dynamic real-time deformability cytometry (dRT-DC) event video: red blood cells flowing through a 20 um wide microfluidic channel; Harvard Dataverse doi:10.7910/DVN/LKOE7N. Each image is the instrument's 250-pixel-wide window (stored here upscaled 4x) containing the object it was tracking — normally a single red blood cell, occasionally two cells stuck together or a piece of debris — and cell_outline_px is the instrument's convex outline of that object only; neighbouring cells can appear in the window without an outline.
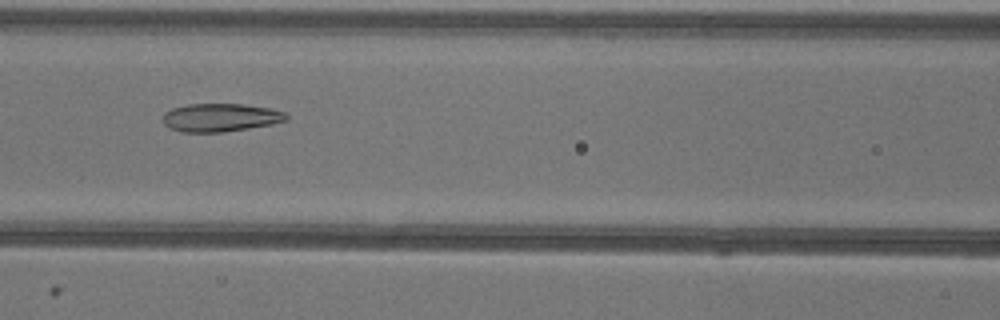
{"species": "common noctule bat (a hibernating species)", "species_latin": "Nyctalus noctula", "temperature_condition": "warm", "stored_images_in_passage": 48, "camera_frame_rate_fps": 3000, "um_per_image_px": 0.085, "animal": {"sex": "female"}, "frame": {"image": 1, "passage_image": 19, "time_ms": 6.0, "image_size_px": [1000, 320], "cell_outline_px": [[288, 120], [272, 124], [224, 132], [184, 132], [168, 128], [164, 124], [164, 112], [172, 108], [188, 104], [244, 104], [268, 108], [284, 112], [288, 116]], "centroid_in_image_um": [18.73, 9.99], "position_along_channel_um": 147.9, "area_um2": 20.23}}
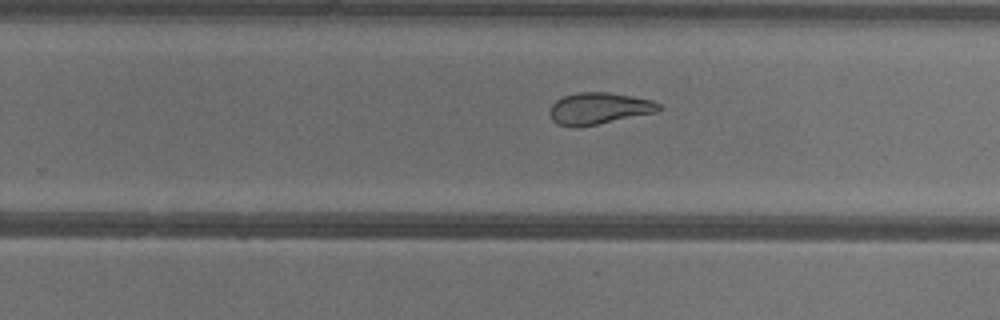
{"frame": {"image": 2, "passage_image": 29, "time_ms": 9.333, "image_size_px": [1000, 320], "cell_outline_px": [[660, 112], [580, 128], [572, 128], [556, 124], [552, 120], [548, 112], [552, 104], [556, 100], [564, 96], [580, 92], [608, 92], [652, 100], [660, 104]], "centroid_in_image_um": [50.89, 9.25], "position_along_channel_um": 278.9, "area_um2": 20.58}}
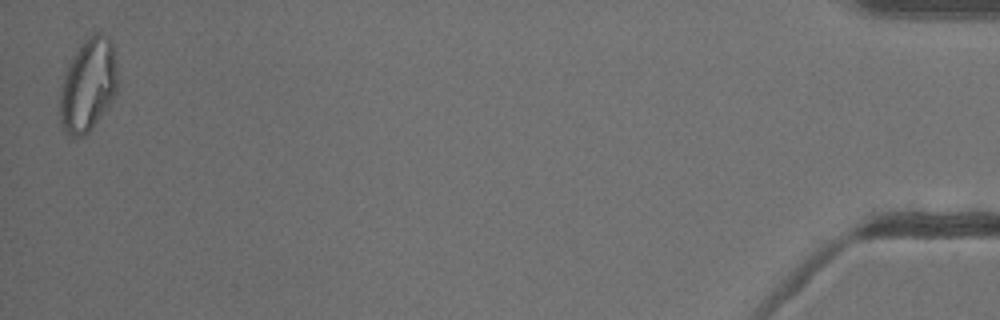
{"frame": {"image": 3, "passage_image": 48, "time_ms": 15.667, "image_size_px": [1000, 320], "cell_outline_px": [[116, 92], [112, 100], [92, 128], [84, 136], [72, 136], [64, 128], [60, 120], [60, 88], [68, 64], [84, 40], [96, 32], [108, 36], [112, 40], [116, 68]], "centroid_in_image_um": [7.49, 7.22], "position_along_channel_um": 427.7, "area_um2": 30.75}, "authors_computed_cell_mechanics": {"area_um2": 23.4957, "velocity_mm_per_s": 3.9417, "shape_relaxation_time_tau1_ms": null, "shape_relaxation_time_tau2_ms": 2.1915, "deformation_change_tau1": null, "deformation_change_tau2": 0.0801}}